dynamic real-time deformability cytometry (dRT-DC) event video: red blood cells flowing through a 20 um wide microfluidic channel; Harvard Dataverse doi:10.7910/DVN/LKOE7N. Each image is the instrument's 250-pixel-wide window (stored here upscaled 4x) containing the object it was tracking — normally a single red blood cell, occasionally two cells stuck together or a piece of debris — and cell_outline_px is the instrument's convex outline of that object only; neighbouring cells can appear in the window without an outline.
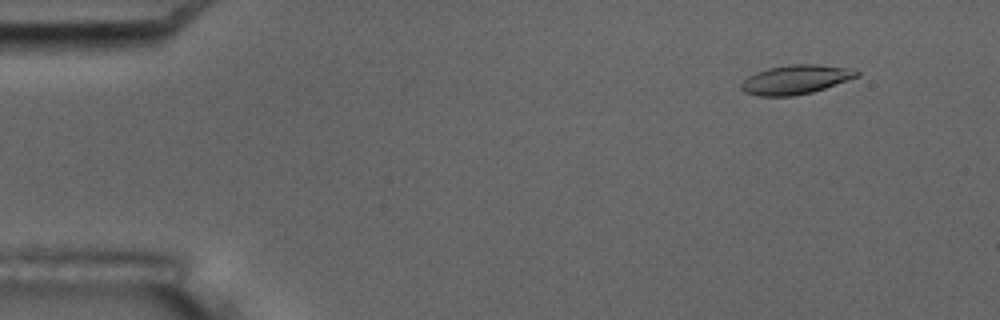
{"species": "common noctule bat (a hibernating species)", "species_latin": "Nyctalus noctula", "temperature_condition": "room temperature", "stored_images_in_passage": 5, "camera_frame_rate_fps": 3000, "um_per_image_px": 0.085, "animal": {"sex": "male", "body_mass_g": 17.5, "forearm_length_mm": 52.3}, "frame": {"image": 1, "passage_image": 2, "time_ms": 1.0, "image_size_px": [1000, 320], "cell_outline_px": [[860, 76], [812, 92], [792, 96], [760, 96], [744, 92], [740, 88], [740, 84], [748, 76], [756, 72], [768, 68], [788, 64], [816, 64], [856, 68], [860, 72]], "centroid_in_image_um": [67.66, 6.75], "position_along_channel_um": 17.3, "area_um2": 19.83}}
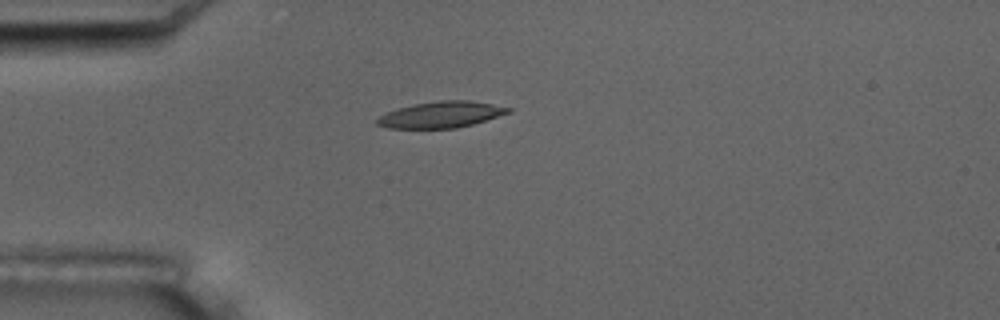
{"frame": {"image": 2, "passage_image": 5, "time_ms": 4.333, "image_size_px": [1000, 320], "cell_outline_px": [[512, 112], [472, 124], [456, 128], [388, 128], [376, 124], [376, 120], [380, 116], [388, 112], [412, 104], [440, 100], [472, 100], [512, 108]], "centroid_in_image_um": [37.52, 9.73], "position_along_channel_um": 47.5, "area_um2": 19.94}}